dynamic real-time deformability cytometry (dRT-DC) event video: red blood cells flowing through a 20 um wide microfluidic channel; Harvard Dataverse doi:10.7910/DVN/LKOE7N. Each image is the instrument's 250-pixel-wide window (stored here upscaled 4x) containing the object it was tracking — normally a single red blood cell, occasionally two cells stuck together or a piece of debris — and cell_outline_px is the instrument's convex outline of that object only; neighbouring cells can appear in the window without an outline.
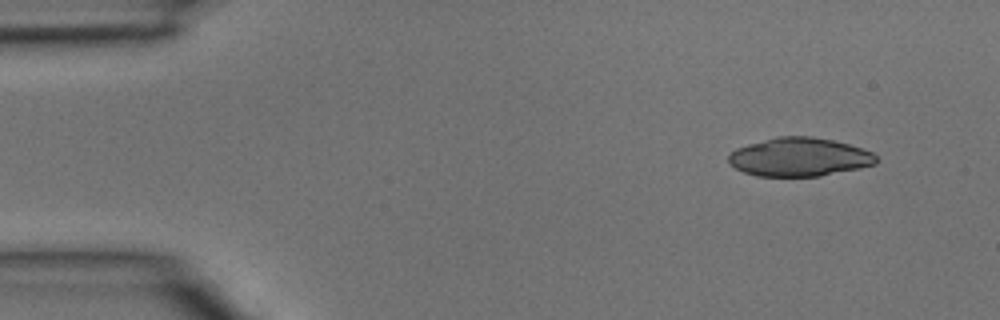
{"species": "common noctule bat (a hibernating species)", "species_latin": "Nyctalus noctula", "temperature_condition": "room temperature", "stored_images_in_passage": 4, "camera_frame_rate_fps": 3000, "um_per_image_px": 0.085, "animal": {"sex": "male", "body_mass_g": 15.6}, "frame": {"image": 1, "passage_image": 4, "time_ms": 1.0, "image_size_px": [1000, 320], "cell_outline_px": [[876, 164], [860, 168], [820, 176], [756, 176], [744, 172], [736, 168], [728, 160], [728, 156], [736, 148], [748, 144], [776, 136], [812, 136], [832, 140], [848, 144], [872, 152], [876, 156]], "centroid_in_image_um": [67.94, 13.35], "position_along_channel_um": 17.1, "area_um2": 33.06}}